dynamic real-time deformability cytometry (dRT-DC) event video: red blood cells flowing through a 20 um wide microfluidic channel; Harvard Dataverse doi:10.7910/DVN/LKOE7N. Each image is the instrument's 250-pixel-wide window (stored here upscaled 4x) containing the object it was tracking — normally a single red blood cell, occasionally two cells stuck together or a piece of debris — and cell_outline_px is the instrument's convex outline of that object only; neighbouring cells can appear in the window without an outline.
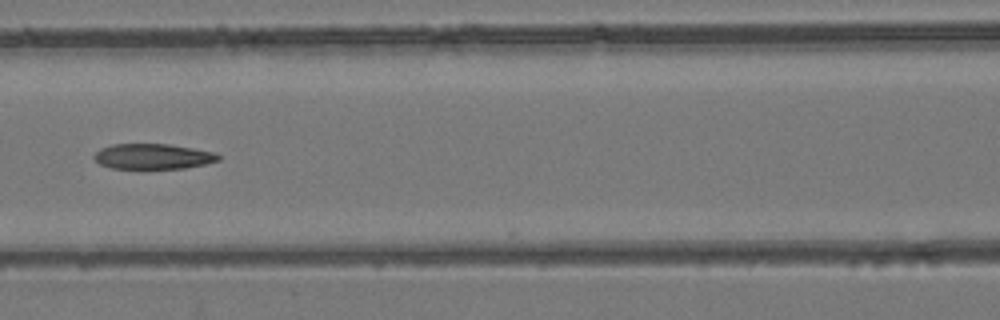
{"species": "common noctule bat (a hibernating species)", "species_latin": "Nyctalus noctula", "temperature_condition": "room temperature", "stored_images_in_passage": 7, "camera_frame_rate_fps": 3000, "um_per_image_px": 0.085, "animal": {"sex": "female", "body_mass_g": 24.6, "forearm_length_mm": 56.2}, "frame": {"image": 1, "passage_image": 7, "time_ms": 2.0, "image_size_px": [1000, 320], "cell_outline_px": [[220, 160], [204, 164], [184, 168], [112, 168], [100, 164], [92, 156], [100, 148], [112, 144], [168, 144], [192, 148], [212, 152], [220, 156]], "centroid_in_image_um": [12.97, 13.29], "position_along_channel_um": 153.6, "area_um2": 18.15}}